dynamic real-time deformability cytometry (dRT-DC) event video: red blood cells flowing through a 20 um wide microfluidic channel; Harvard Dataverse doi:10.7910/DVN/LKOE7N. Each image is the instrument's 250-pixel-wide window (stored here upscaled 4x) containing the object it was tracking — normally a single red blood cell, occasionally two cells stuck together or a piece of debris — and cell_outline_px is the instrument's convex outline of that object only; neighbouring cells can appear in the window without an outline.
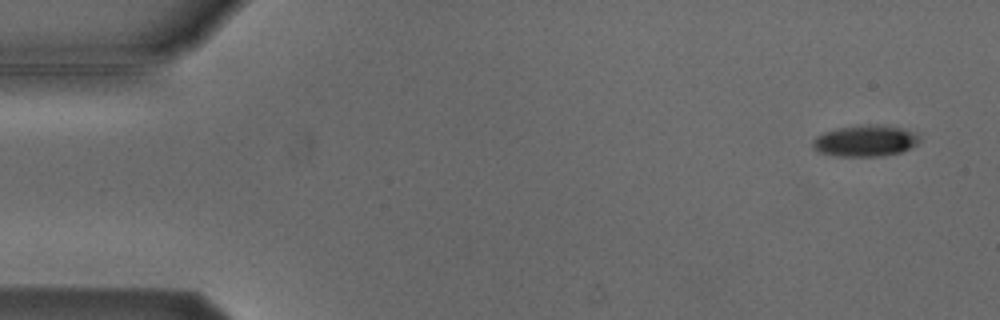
{"species": "Egyptian fruit bat (a non-hibernating species)", "species_latin": "Rousettus aegyptiacus", "temperature_condition": "cold", "stored_images_in_passage": 4, "camera_frame_rate_fps": 3000, "um_per_image_px": 0.085, "animal": {"sex": "male"}, "frame": {"image": 1, "passage_image": 1, "time_ms": 0.0, "image_size_px": [1000, 320], "cell_outline_px": [[920, 140], [916, 144], [900, 152], [880, 156], [836, 156], [820, 152], [812, 144], [812, 140], [816, 136], [824, 132], [836, 128], [900, 128], [912, 132], [920, 136]], "centroid_in_image_um": [73.5, 12.03], "position_along_channel_um": 11.5, "area_um2": 18.21}}
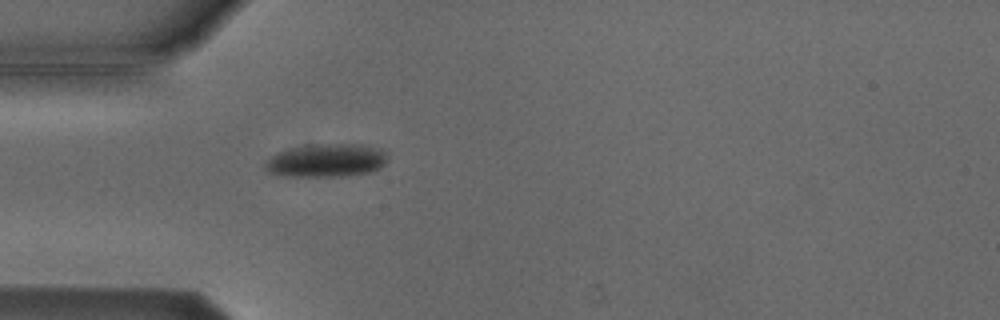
{"frame": {"image": 2, "passage_image": 4, "time_ms": 4.333, "image_size_px": [1000, 320], "cell_outline_px": [[388, 156], [384, 164], [380, 168], [372, 172], [348, 176], [288, 176], [268, 172], [264, 168], [264, 160], [276, 152], [304, 144], [364, 144], [376, 148], [384, 152]], "centroid_in_image_um": [27.7, 13.63], "position_along_channel_um": 57.3, "area_um2": 24.1}}